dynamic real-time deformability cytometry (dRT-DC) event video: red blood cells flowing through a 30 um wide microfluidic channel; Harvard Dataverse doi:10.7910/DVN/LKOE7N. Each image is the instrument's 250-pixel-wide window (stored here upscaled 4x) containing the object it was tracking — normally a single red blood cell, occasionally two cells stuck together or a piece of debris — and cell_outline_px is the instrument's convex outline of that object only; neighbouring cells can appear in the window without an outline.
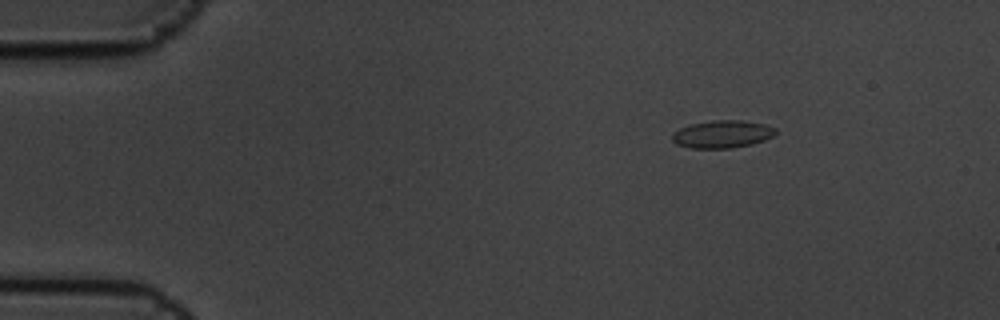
{"species": "common noctule bat (a hibernating species)", "species_latin": "Nyctalus noctula", "temperature_condition": "cold", "stored_images_in_passage": 3, "camera_frame_rate_fps": 3000, "um_per_image_px": 0.085, "animal": {"sex": "male", "body_mass_g": 19.5, "forearm_length_mm": 54.6}, "frame": {"image": 1, "passage_image": 1, "time_ms": 0.0, "image_size_px": [1000, 320], "cell_outline_px": [[776, 132], [772, 136], [764, 140], [752, 144], [732, 148], [688, 148], [676, 144], [672, 140], [672, 136], [680, 128], [692, 124], [712, 120], [740, 120], [764, 124], [776, 128]], "centroid_in_image_um": [61.4, 11.41], "position_along_channel_um": 23.6, "area_um2": 16.53}}
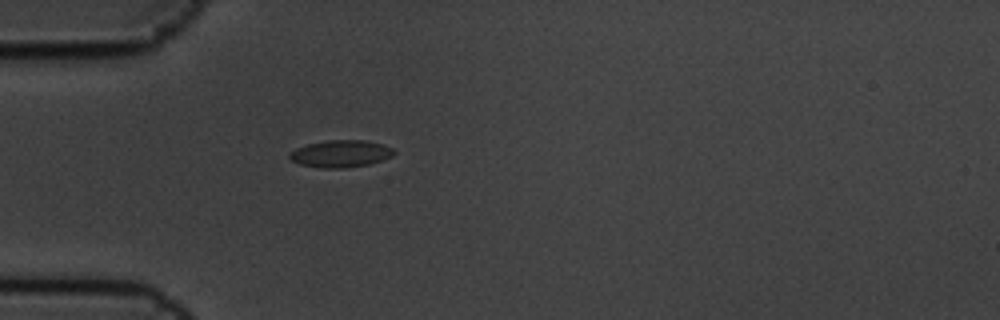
{"frame": {"image": 2, "passage_image": 3, "time_ms": 0.667, "image_size_px": [1000, 320], "cell_outline_px": [[396, 152], [392, 156], [368, 164], [344, 168], [320, 168], [300, 164], [292, 160], [288, 156], [296, 148], [308, 144], [328, 140], [364, 140], [380, 144], [392, 148]], "centroid_in_image_um": [28.95, 13.07], "position_along_channel_um": 56.1, "area_um2": 16.24}}